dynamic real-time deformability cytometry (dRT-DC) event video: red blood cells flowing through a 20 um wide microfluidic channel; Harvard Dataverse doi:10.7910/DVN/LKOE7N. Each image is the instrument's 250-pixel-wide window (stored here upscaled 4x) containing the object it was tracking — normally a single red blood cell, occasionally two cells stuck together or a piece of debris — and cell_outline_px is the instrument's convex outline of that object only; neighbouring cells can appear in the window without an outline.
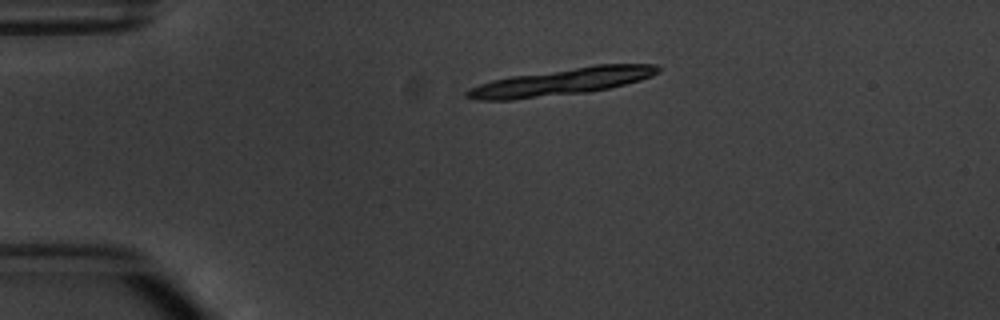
{"species": "common noctule bat (a hibernating species)", "species_latin": "Nyctalus noctula", "temperature_condition": "warm", "stored_images_in_passage": 3, "camera_frame_rate_fps": 3000, "um_per_image_px": 0.085, "animal": {"sex": "male", "body_mass_g": 20.1, "forearm_length_mm": 53.5}, "frame": {"image": 1, "passage_image": 1, "time_ms": 0.0, "image_size_px": [1000, 320], "cell_outline_px": [[660, 72], [652, 76], [640, 80], [608, 88], [588, 92], [512, 100], [480, 100], [464, 96], [464, 92], [468, 88], [492, 80], [508, 76], [596, 64], [656, 64], [660, 68]], "centroid_in_image_um": [47.71, 6.94], "position_along_channel_um": 37.3, "area_um2": 30.29}}